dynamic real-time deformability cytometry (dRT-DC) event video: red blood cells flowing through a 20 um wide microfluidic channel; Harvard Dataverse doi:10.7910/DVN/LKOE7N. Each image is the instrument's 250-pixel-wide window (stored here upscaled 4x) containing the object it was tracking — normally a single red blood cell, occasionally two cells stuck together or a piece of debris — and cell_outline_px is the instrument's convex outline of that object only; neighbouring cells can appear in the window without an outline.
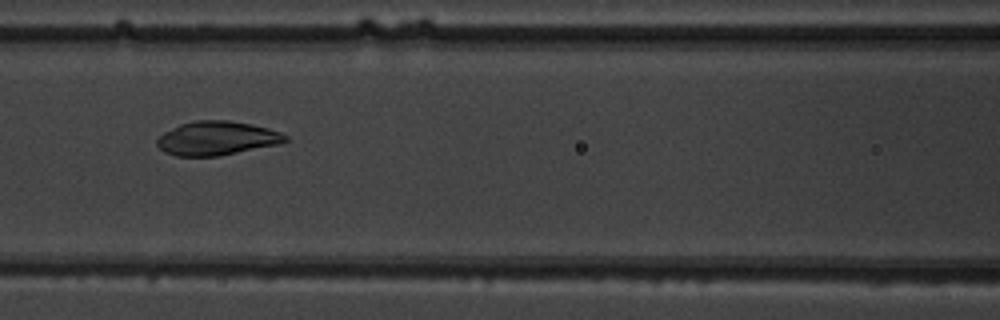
{"species": "common noctule bat (a hibernating species)", "species_latin": "Nyctalus noctula", "temperature_condition": "warm", "stored_images_in_passage": 29, "camera_frame_rate_fps": 3000, "um_per_image_px": 0.085, "animal": {"sex": "male", "body_mass_g": 19.5, "forearm_length_mm": 54.6}, "frame": {"image": 1, "passage_image": 14, "time_ms": 4.333, "image_size_px": [1000, 320], "cell_outline_px": [[288, 140], [280, 144], [216, 156], [176, 156], [164, 152], [156, 144], [156, 140], [164, 132], [180, 124], [196, 120], [228, 120], [252, 124], [268, 128], [280, 132], [288, 136]], "centroid_in_image_um": [18.43, 11.75], "position_along_channel_um": 148.2, "area_um2": 25.32}}
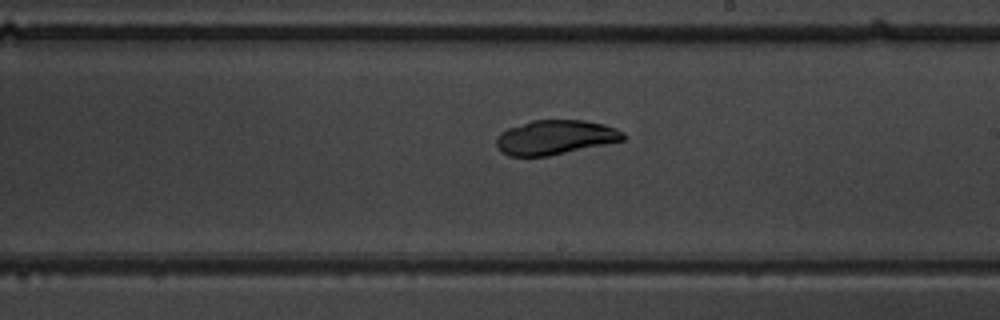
{"frame": {"image": 2, "passage_image": 21, "time_ms": 6.667, "image_size_px": [1000, 320], "cell_outline_px": [[624, 140], [548, 156], [508, 156], [500, 152], [496, 144], [496, 140], [500, 132], [508, 128], [532, 120], [584, 120], [604, 124], [616, 128], [624, 132]], "centroid_in_image_um": [47.17, 11.67], "position_along_channel_um": 241.8, "area_um2": 25.43}}
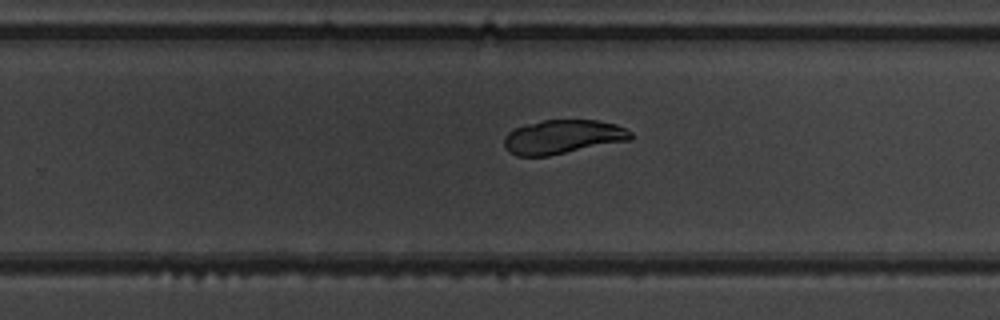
{"frame": {"image": 3, "passage_image": 24, "time_ms": 7.667, "image_size_px": [1000, 320], "cell_outline_px": [[632, 140], [548, 156], [516, 156], [508, 152], [504, 148], [504, 136], [508, 132], [516, 128], [540, 120], [596, 120], [616, 124], [632, 132]], "centroid_in_image_um": [47.83, 11.64], "position_along_channel_um": 282.0, "area_um2": 25.26}}